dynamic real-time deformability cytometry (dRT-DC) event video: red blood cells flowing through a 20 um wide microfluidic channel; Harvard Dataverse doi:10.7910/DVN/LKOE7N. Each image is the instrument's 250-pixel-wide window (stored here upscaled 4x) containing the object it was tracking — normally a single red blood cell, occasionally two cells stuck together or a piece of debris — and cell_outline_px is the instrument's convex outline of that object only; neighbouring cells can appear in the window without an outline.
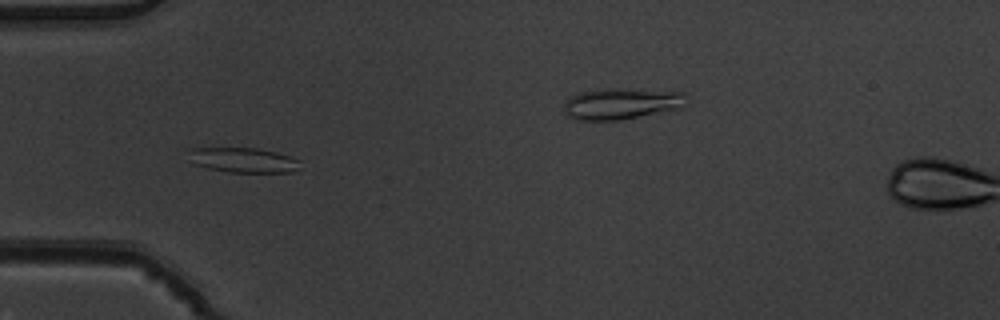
{"species": "common noctule bat (a hibernating species)", "species_latin": "Nyctalus noctula", "temperature_condition": "warm", "stored_images_in_passage": 7, "camera_frame_rate_fps": 3000, "um_per_image_px": 0.085, "animal": {"sex": "male", "body_mass_g": 19.5, "forearm_length_mm": 54.6}, "frame": {"image": 1, "passage_image": 4, "time_ms": 1.0, "image_size_px": [1000, 320], "cell_outline_px": [[300, 168], [292, 172], [228, 172], [208, 168], [192, 164], [188, 160], [188, 148], [256, 148], [276, 152], [300, 160]], "centroid_in_image_um": [20.63, 13.61], "position_along_channel_um": 64.4, "area_um2": 16.36}}
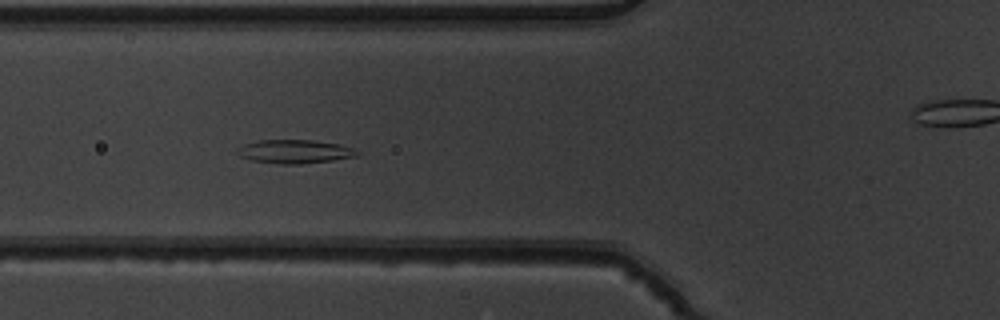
{"frame": {"image": 2, "passage_image": 5, "time_ms": 1.333, "image_size_px": [1000, 320], "cell_outline_px": [[360, 152], [356, 156], [332, 160], [300, 164], [280, 164], [252, 160], [240, 156], [236, 152], [236, 148], [244, 144], [260, 140], [312, 140], [340, 144], [352, 148]], "centroid_in_image_um": [25.03, 12.88], "position_along_channel_um": 100.8, "area_um2": 16.42}}
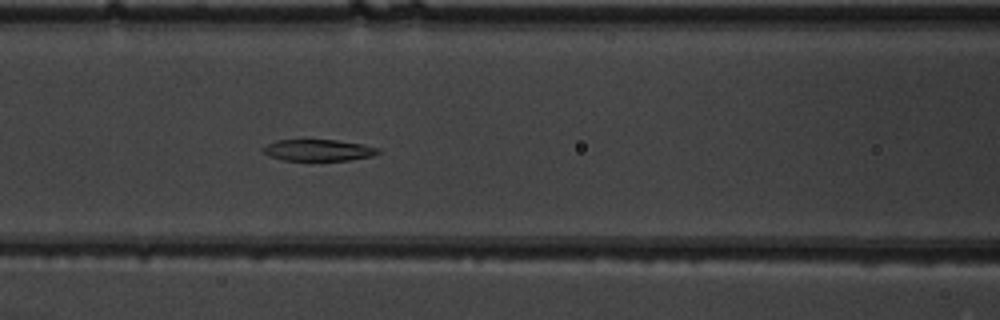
{"frame": {"image": 3, "passage_image": 6, "time_ms": 1.667, "image_size_px": [1000, 320], "cell_outline_px": [[380, 152], [372, 156], [348, 160], [284, 160], [268, 156], [260, 148], [276, 140], [336, 140], [360, 144], [380, 148]], "centroid_in_image_um": [27.03, 12.76], "position_along_channel_um": 139.6, "area_um2": 14.28}}